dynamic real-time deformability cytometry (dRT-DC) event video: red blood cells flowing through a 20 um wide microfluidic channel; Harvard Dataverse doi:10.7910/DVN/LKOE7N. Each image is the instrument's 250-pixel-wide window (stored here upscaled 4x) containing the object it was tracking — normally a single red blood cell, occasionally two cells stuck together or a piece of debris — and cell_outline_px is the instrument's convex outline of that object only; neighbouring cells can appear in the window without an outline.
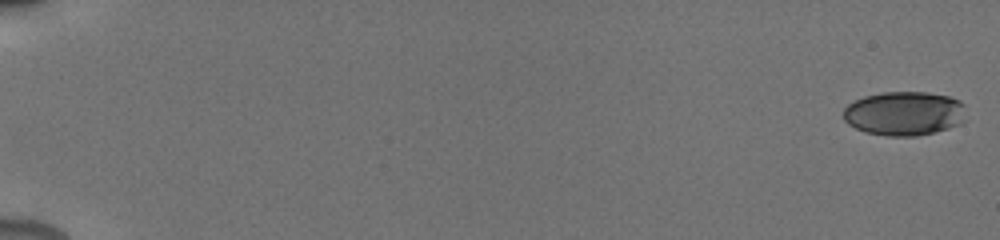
{"species": "human", "species_latin": "Homo sapiens", "temperature_condition": "cold", "stored_images_in_passage": 12, "camera_frame_rate_fps": 3000, "um_per_image_px": 0.085, "donor": {"sex": "male"}, "frame": {"image": 1, "passage_image": 1, "time_ms": 0.0, "image_size_px": [1000, 240], "cell_outline_px": [[968, 120], [960, 124], [948, 128], [916, 136], [888, 136], [864, 132], [848, 124], [844, 120], [844, 108], [848, 104], [864, 96], [884, 92], [928, 92], [948, 96], [960, 100], [964, 104]], "centroid_in_image_um": [76.91, 9.64], "position_along_channel_um": 8.1, "area_um2": 31.85}}
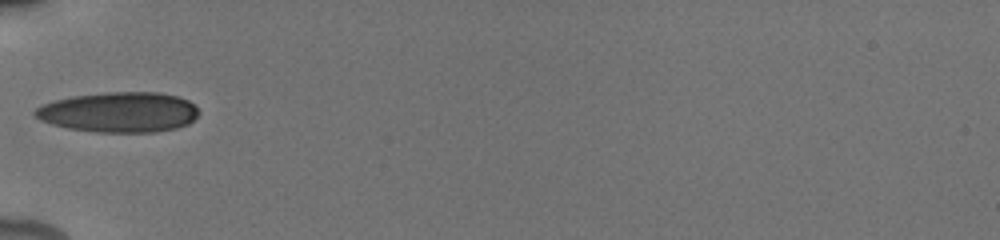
{"frame": {"image": 2, "passage_image": 10, "time_ms": 7.0, "image_size_px": [1000, 240], "cell_outline_px": [[200, 112], [188, 124], [176, 128], [156, 132], [96, 132], [68, 128], [52, 124], [40, 120], [32, 112], [40, 104], [52, 100], [72, 96], [104, 92], [160, 92], [176, 96], [188, 100], [196, 104]], "centroid_in_image_um": [10.11, 9.52], "position_along_channel_um": 74.9, "area_um2": 38.73}}
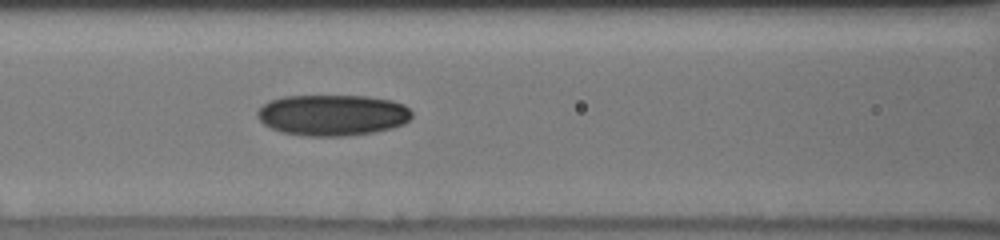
{"frame": {"image": 3, "passage_image": 12, "time_ms": 8.667, "image_size_px": [1000, 240], "cell_outline_px": [[412, 116], [404, 124], [392, 128], [372, 132], [344, 136], [308, 136], [280, 132], [264, 124], [256, 116], [256, 112], [268, 100], [284, 96], [368, 96], [392, 100], [404, 104], [412, 112]], "centroid_in_image_um": [28.26, 9.77], "position_along_channel_um": 138.3, "area_um2": 37.11}}